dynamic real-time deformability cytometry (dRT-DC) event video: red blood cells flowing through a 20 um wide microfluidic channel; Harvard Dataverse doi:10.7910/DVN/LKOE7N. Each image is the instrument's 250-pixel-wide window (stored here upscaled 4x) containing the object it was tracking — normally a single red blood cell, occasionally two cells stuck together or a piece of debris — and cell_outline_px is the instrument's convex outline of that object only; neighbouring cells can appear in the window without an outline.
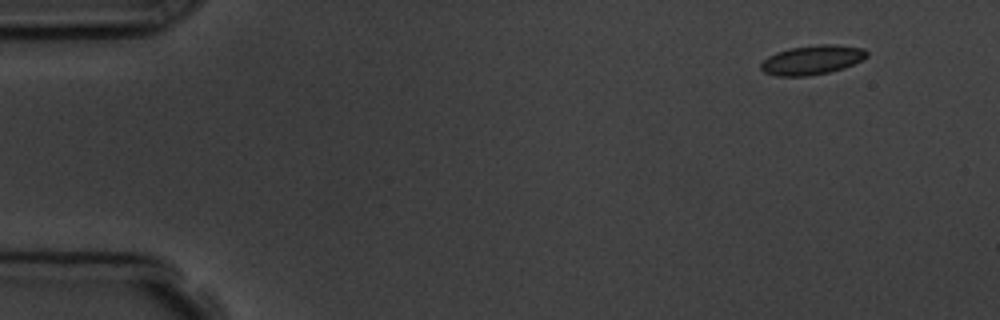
{"species": "common noctule bat (a hibernating species)", "species_latin": "Nyctalus noctula", "temperature_condition": "room temperature", "stored_images_in_passage": 4, "camera_frame_rate_fps": 3000, "um_per_image_px": 0.085, "animal": {"sex": "male", "body_mass_g": 19.5, "forearm_length_mm": 54.6}, "frame": {"image": 1, "passage_image": 1, "time_ms": 0.0, "image_size_px": [1000, 320], "cell_outline_px": [[868, 56], [844, 68], [828, 72], [808, 76], [776, 76], [764, 72], [760, 68], [760, 64], [768, 56], [776, 52], [788, 48], [816, 44], [836, 44], [864, 48], [868, 52]], "centroid_in_image_um": [69.01, 5.08], "position_along_channel_um": 16.0, "area_um2": 18.21}}
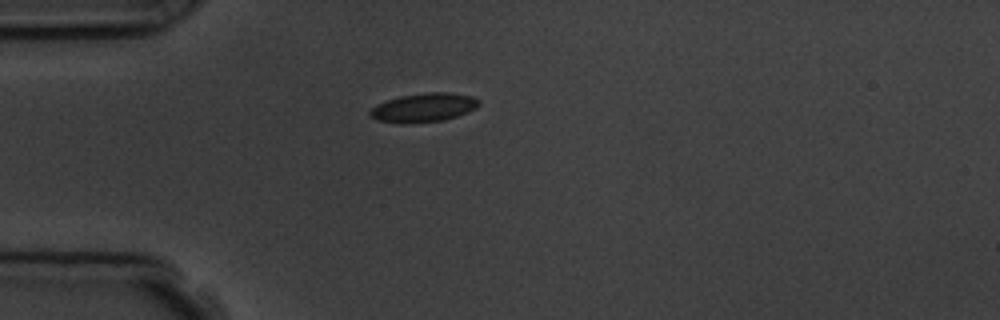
{"frame": {"image": 2, "passage_image": 4, "time_ms": 3.333, "image_size_px": [1000, 320], "cell_outline_px": [[480, 104], [476, 108], [468, 112], [444, 120], [408, 124], [400, 124], [376, 120], [368, 116], [368, 112], [376, 104], [400, 96], [428, 92], [452, 92], [472, 96], [480, 100]], "centroid_in_image_um": [36.0, 9.15], "position_along_channel_um": 49.0, "area_um2": 18.61}}